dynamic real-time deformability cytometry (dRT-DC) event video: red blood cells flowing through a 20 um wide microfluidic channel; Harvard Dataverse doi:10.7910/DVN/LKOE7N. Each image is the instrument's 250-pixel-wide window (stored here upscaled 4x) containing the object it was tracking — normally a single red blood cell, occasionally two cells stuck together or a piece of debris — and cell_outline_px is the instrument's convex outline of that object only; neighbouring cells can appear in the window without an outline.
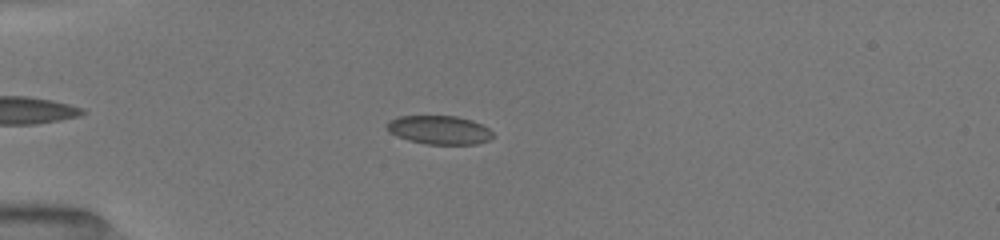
{"species": "common noctule bat (a hibernating species)", "species_latin": "Nyctalus noctula", "temperature_condition": "room temperature", "stored_images_in_passage": 10, "camera_frame_rate_fps": 3000, "um_per_image_px": 0.085, "animal": {"sex": "female", "body_mass_g": 19.5, "forearm_length_mm": 54.1}, "frame": {"image": 1, "passage_image": 6, "time_ms": 1.667, "image_size_px": [1000, 240], "cell_outline_px": [[492, 136], [488, 140], [476, 144], [428, 144], [408, 140], [396, 136], [388, 132], [388, 124], [392, 120], [400, 116], [456, 116], [472, 120], [488, 128], [492, 132]], "centroid_in_image_um": [37.34, 11.05], "position_along_channel_um": 47.7, "area_um2": 17.46}}